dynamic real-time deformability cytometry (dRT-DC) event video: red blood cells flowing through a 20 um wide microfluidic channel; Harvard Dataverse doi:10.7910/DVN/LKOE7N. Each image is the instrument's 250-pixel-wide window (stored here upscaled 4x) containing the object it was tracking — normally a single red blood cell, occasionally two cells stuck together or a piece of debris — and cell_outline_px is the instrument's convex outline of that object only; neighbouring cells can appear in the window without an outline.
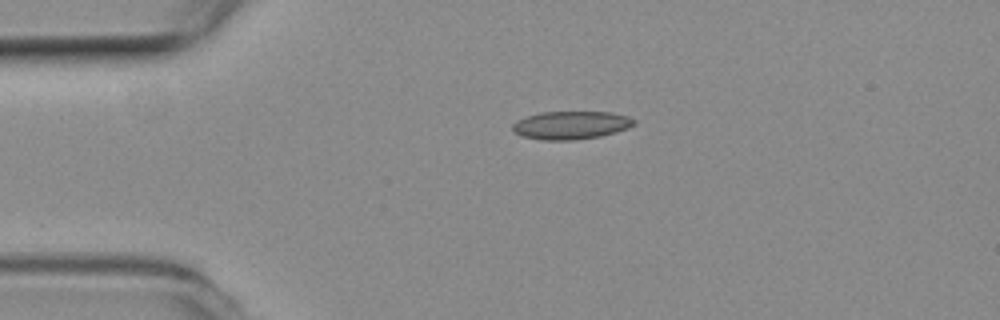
{"species": "common noctule bat (a hibernating species)", "species_latin": "Nyctalus noctula", "temperature_condition": "room temperature", "stored_images_in_passage": 2, "camera_frame_rate_fps": 3000, "um_per_image_px": 0.085, "animal": {"sex": "female", "body_mass_g": 19.3, "forearm_length_mm": 54.1}, "frame": {"image": 1, "passage_image": 1, "time_ms": 0.0, "image_size_px": [1000, 320], "cell_outline_px": [[636, 124], [628, 128], [616, 132], [600, 136], [572, 140], [540, 140], [520, 136], [512, 128], [512, 124], [516, 120], [540, 112], [612, 112], [628, 116], [636, 120]], "centroid_in_image_um": [48.54, 10.64], "position_along_channel_um": 36.5, "area_um2": 20.0}}